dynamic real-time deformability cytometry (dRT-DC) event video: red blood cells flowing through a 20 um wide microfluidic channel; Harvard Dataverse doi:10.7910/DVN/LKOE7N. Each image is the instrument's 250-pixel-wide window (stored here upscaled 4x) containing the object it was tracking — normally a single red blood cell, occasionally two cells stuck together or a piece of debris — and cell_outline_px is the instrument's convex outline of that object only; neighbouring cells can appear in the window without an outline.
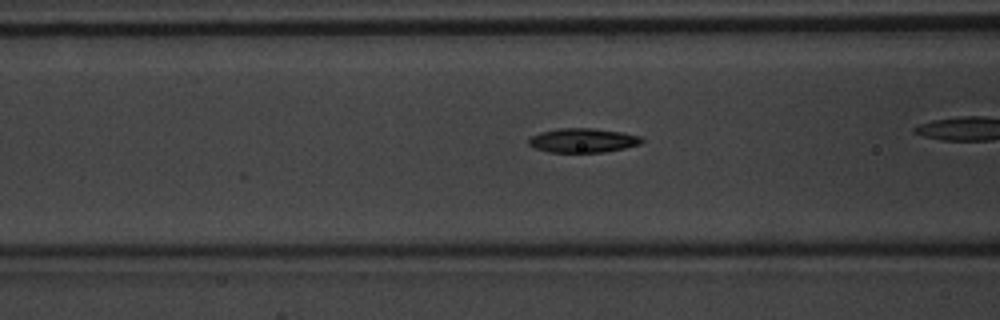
{"species": "common noctule bat (a hibernating species)", "species_latin": "Nyctalus noctula", "temperature_condition": "warm", "stored_images_in_passage": 27, "camera_frame_rate_fps": 3000, "um_per_image_px": 0.085, "animal": {"sex": "male", "body_mass_g": 20.1, "forearm_length_mm": 53.5}, "frame": {"image": 1, "passage_image": 8, "time_ms": 2.333, "image_size_px": [1000, 320], "cell_outline_px": [[644, 140], [640, 144], [624, 148], [604, 152], [548, 152], [536, 148], [528, 144], [528, 140], [532, 136], [540, 132], [560, 128], [592, 128], [624, 132], [640, 136]], "centroid_in_image_um": [49.56, 11.93], "position_along_channel_um": 117.0, "area_um2": 15.95}}